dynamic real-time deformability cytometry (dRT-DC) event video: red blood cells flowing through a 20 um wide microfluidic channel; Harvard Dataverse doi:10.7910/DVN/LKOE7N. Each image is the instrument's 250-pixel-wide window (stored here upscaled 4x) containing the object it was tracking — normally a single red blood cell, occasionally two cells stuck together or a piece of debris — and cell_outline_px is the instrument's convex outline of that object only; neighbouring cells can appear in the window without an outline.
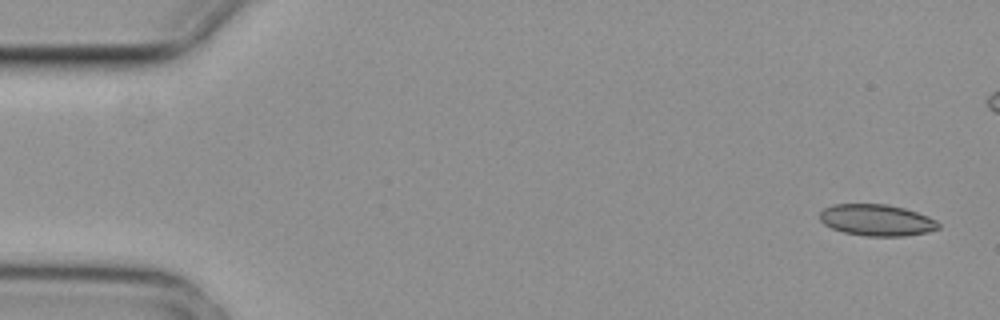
{"species": "common noctule bat (a hibernating species)", "species_latin": "Nyctalus noctula", "temperature_condition": "cold", "stored_images_in_passage": 7, "camera_frame_rate_fps": 3000, "um_per_image_px": 0.085, "animal": {"sex": "female", "body_mass_g": 29.2, "forearm_length_mm": 56.3}, "frame": {"image": 1, "passage_image": 1, "time_ms": 0.0, "image_size_px": [1000, 320], "cell_outline_px": [[940, 228], [928, 232], [904, 236], [864, 236], [844, 232], [832, 228], [824, 224], [820, 220], [820, 212], [824, 208], [832, 204], [888, 204], [904, 208], [928, 216], [936, 220], [940, 224]], "centroid_in_image_um": [74.52, 18.71], "position_along_channel_um": 10.5, "area_um2": 21.85}}
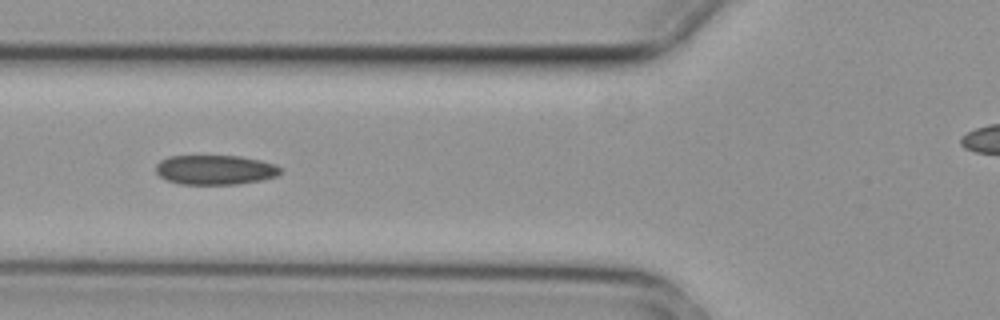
{"frame": {"image": 2, "passage_image": 6, "time_ms": 1.667, "image_size_px": [1000, 320], "cell_outline_px": [[280, 172], [276, 176], [260, 180], [240, 184], [180, 184], [168, 180], [160, 176], [156, 172], [156, 164], [160, 160], [168, 156], [240, 156], [260, 160], [272, 164], [280, 168]], "centroid_in_image_um": [18.25, 14.43], "position_along_channel_um": 107.6, "area_um2": 21.33}}
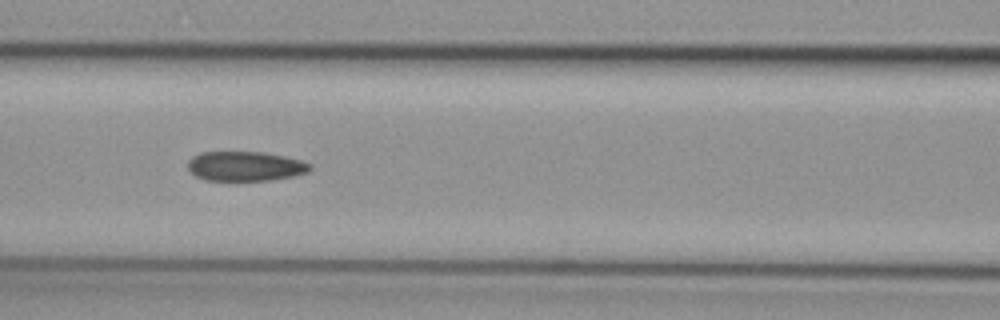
{"frame": {"image": 3, "passage_image": 7, "time_ms": 2.0, "image_size_px": [1000, 320], "cell_outline_px": [[312, 168], [308, 172], [292, 176], [272, 180], [204, 180], [196, 176], [188, 168], [188, 160], [192, 156], [200, 152], [264, 152], [284, 156], [300, 160], [312, 164]], "centroid_in_image_um": [20.85, 14.12], "position_along_channel_um": 145.8, "area_um2": 21.1}}